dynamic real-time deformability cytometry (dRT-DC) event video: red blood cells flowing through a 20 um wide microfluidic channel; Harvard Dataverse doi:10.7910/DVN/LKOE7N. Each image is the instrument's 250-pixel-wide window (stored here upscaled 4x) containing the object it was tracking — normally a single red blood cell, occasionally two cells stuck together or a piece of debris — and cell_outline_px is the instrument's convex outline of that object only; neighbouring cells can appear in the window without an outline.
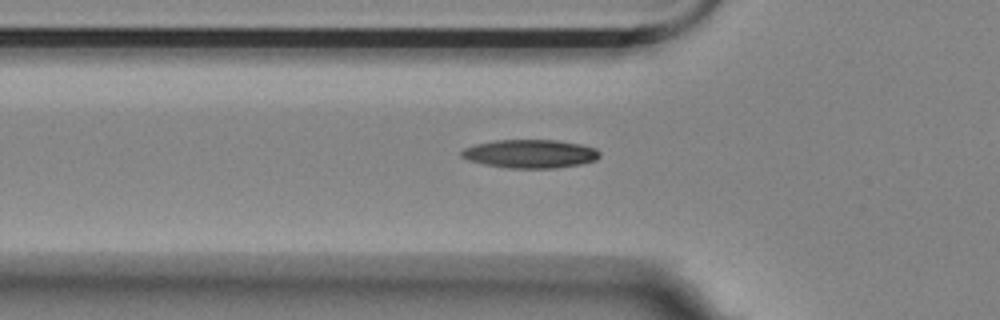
{"species": "Egyptian fruit bat (a non-hibernating species)", "species_latin": "Rousettus aegyptiacus", "temperature_condition": "room temperature", "stored_images_in_passage": 38, "camera_frame_rate_fps": 3000, "um_per_image_px": 0.085, "animal": {"sex": "female"}, "frame": {"image": 1, "passage_image": 9, "time_ms": 2.667, "image_size_px": [1000, 320], "cell_outline_px": [[600, 156], [596, 160], [580, 164], [556, 168], [508, 168], [484, 164], [468, 160], [460, 156], [460, 152], [464, 148], [476, 144], [496, 140], [556, 140], [580, 144], [596, 148], [600, 152]], "centroid_in_image_um": [45.07, 13.07], "position_along_channel_um": 80.7, "area_um2": 22.95}}
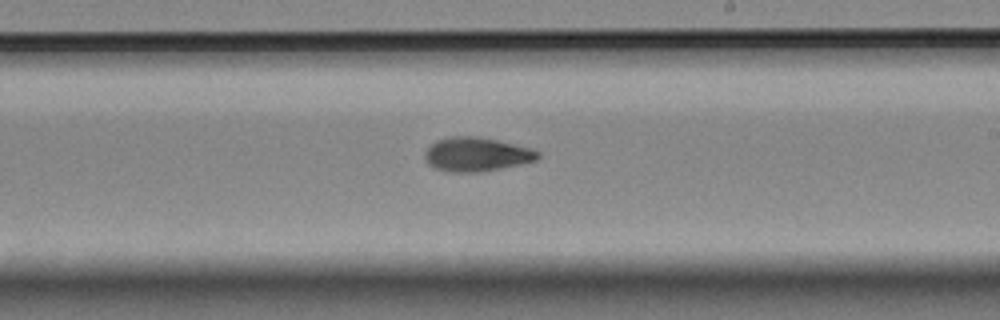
{"frame": {"image": 2, "passage_image": 23, "time_ms": 7.333, "image_size_px": [1000, 320], "cell_outline_px": [[540, 156], [536, 160], [520, 164], [480, 172], [452, 172], [436, 168], [428, 164], [424, 156], [424, 152], [436, 140], [448, 136], [476, 136], [496, 140], [532, 148], [540, 152]], "centroid_in_image_um": [40.5, 13.11], "position_along_channel_um": 248.5, "area_um2": 22.31}}
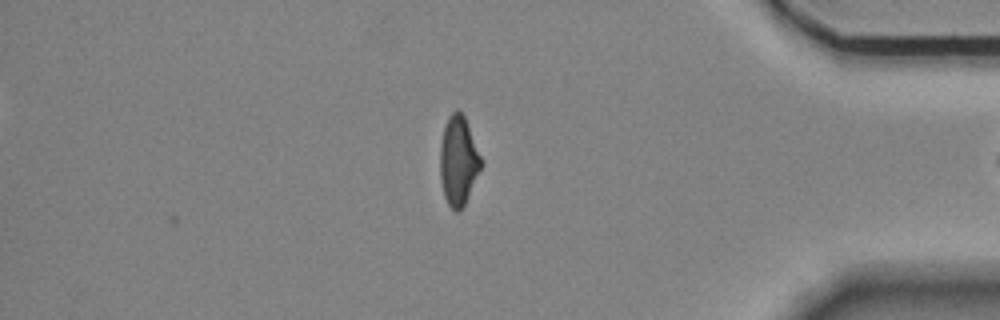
{"frame": {"image": 3, "passage_image": 38, "time_ms": 12.333, "image_size_px": [1000, 320], "cell_outline_px": [[484, 164], [464, 204], [456, 212], [448, 204], [444, 196], [440, 180], [440, 144], [444, 128], [448, 116], [456, 108], [464, 116]], "centroid_in_image_um": [38.96, 13.65], "position_along_channel_um": 396.2, "area_um2": 21.21}, "authors_computed_cell_mechanics": {"area_um2": 21.7617, "velocity_mm_per_s": 3.5671, "shape_relaxation_time_tau1_ms": 6.5603, "shape_relaxation_time_tau2_ms": 3.8027, "deformation_change_tau1": 0.1861, "deformation_change_tau2": 0.1038}}